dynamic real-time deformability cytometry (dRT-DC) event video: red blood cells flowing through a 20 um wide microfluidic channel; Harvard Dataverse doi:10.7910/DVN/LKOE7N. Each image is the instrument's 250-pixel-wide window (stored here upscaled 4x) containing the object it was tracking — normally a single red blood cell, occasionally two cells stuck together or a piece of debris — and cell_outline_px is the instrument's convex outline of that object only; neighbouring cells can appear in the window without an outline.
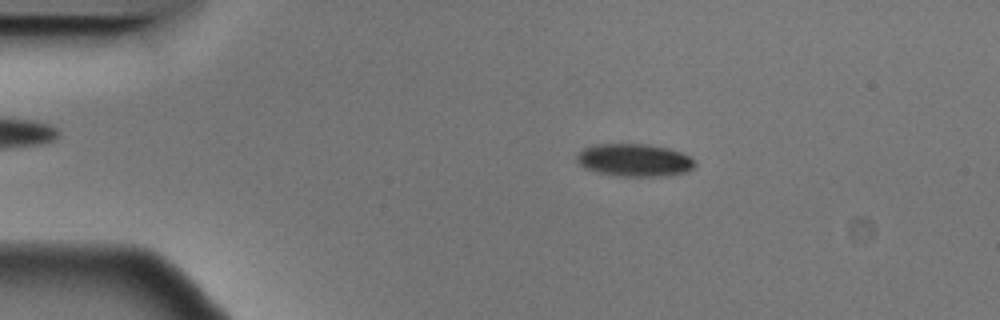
{"species": "Egyptian fruit bat (a non-hibernating species)", "species_latin": "Rousettus aegyptiacus", "temperature_condition": "cold", "stored_images_in_passage": 56, "camera_frame_rate_fps": 3000, "um_per_image_px": 0.085, "animal": {"sex": "male"}, "frame": {"image": 1, "passage_image": 10, "time_ms": 3.0, "image_size_px": [1000, 320], "cell_outline_px": [[696, 164], [688, 172], [668, 176], [620, 176], [596, 172], [584, 168], [576, 160], [576, 156], [584, 148], [596, 144], [648, 144], [668, 148], [680, 152], [696, 160]], "centroid_in_image_um": [53.94, 13.62], "position_along_channel_um": 31.1, "area_um2": 22.6}}
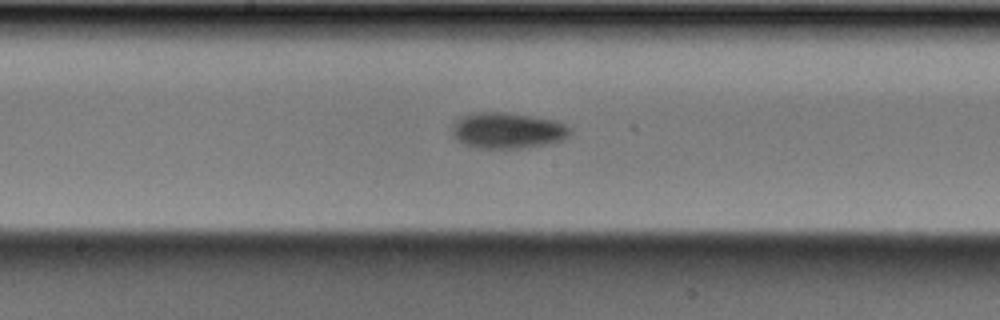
{"frame": {"image": 2, "passage_image": 29, "time_ms": 9.333, "image_size_px": [1000, 320], "cell_outline_px": [[572, 132], [564, 140], [548, 144], [516, 148], [476, 148], [464, 144], [456, 140], [452, 136], [452, 124], [460, 116], [472, 112], [504, 112], [556, 120], [572, 128]], "centroid_in_image_um": [43.12, 11.09], "position_along_channel_um": 205.1, "area_um2": 25.03}}
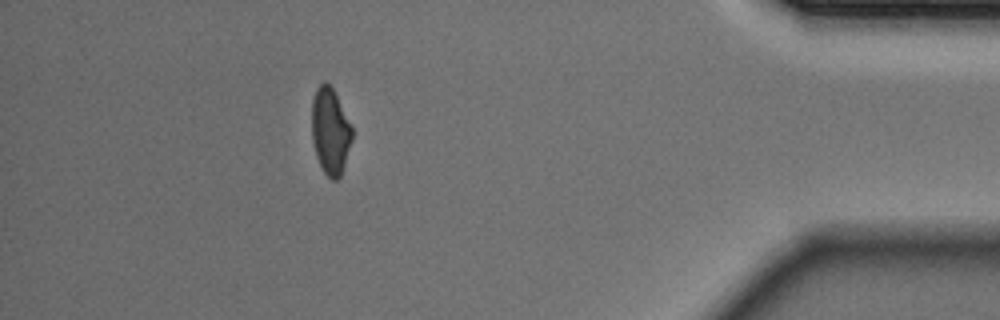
{"frame": {"image": 3, "passage_image": 50, "time_ms": 16.333, "image_size_px": [1000, 320], "cell_outline_px": [[352, 140], [340, 176], [336, 180], [332, 180], [320, 168], [316, 156], [312, 140], [312, 100], [316, 88], [324, 80], [332, 88], [352, 128]], "centroid_in_image_um": [28.05, 11.16], "position_along_channel_um": 407.2, "area_um2": 20.06}, "authors_computed_cell_mechanics": {"area_um2": 22.1085, "velocity_mm_per_s": 3.55, "shape_relaxation_time_tau1_ms": 2.4068, "shape_relaxation_time_tau2_ms": null, "deformation_change_tau1": 0.0906, "deformation_change_tau2": null}}